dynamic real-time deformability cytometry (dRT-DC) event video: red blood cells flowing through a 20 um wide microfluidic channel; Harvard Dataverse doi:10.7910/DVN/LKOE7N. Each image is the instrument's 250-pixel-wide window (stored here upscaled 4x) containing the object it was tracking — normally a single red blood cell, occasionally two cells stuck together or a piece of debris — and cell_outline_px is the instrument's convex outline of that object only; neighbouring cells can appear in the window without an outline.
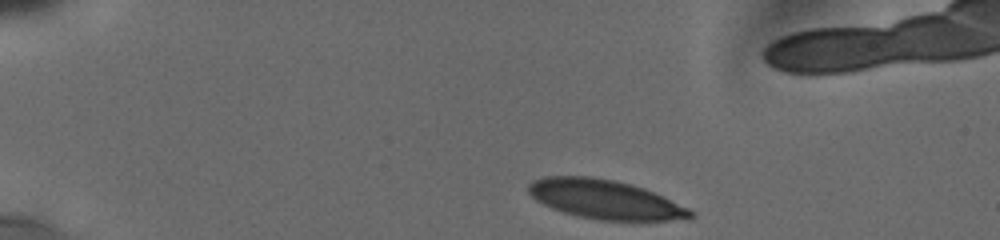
{"species": "human", "species_latin": "Homo sapiens", "temperature_condition": "cold", "stored_images_in_passage": 24, "camera_frame_rate_fps": 3000, "um_per_image_px": 0.085, "donor": {"sex": "male"}, "frame": {"image": 1, "passage_image": 1, "time_ms": 0.0, "image_size_px": [1000, 240], "cell_outline_px": [[696, 216], [692, 220], [600, 220], [580, 216], [564, 212], [552, 208], [536, 200], [528, 192], [528, 184], [536, 180], [548, 176], [588, 176], [612, 180], [628, 184], [652, 192], [688, 208]], "centroid_in_image_um": [51.44, 16.96], "position_along_channel_um": 33.6, "area_um2": 36.3}}
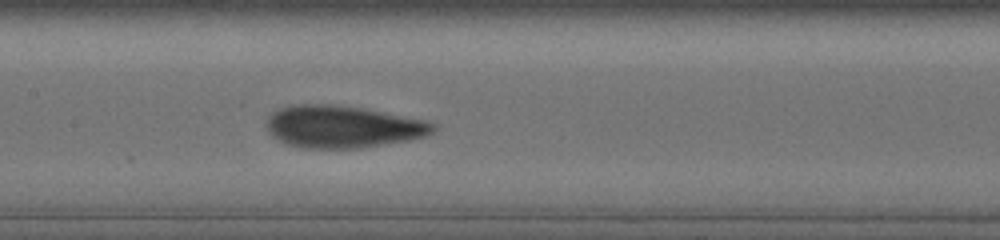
{"frame": {"image": 2, "passage_image": 16, "time_ms": 6.0, "image_size_px": [1000, 240], "cell_outline_px": [[436, 128], [432, 132], [424, 136], [408, 140], [360, 148], [300, 148], [288, 144], [272, 136], [268, 132], [268, 116], [272, 112], [280, 108], [300, 104], [332, 104], [360, 108], [420, 120], [432, 124]], "centroid_in_image_um": [29.05, 10.78], "position_along_channel_um": 178.4, "area_um2": 40.17}}
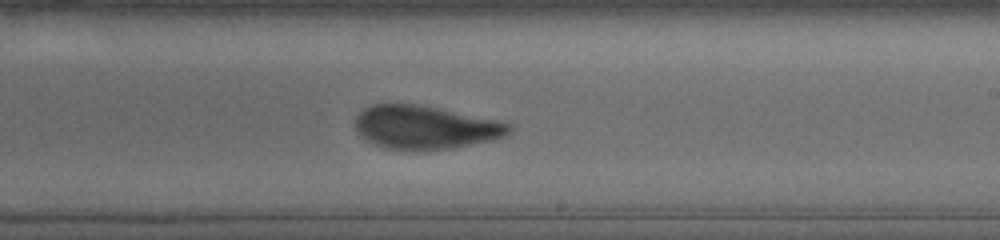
{"frame": {"image": 3, "passage_image": 21, "time_ms": 8.0, "image_size_px": [1000, 240], "cell_outline_px": [[512, 128], [504, 136], [492, 140], [452, 148], [416, 152], [388, 148], [376, 144], [360, 136], [356, 132], [356, 116], [364, 108], [372, 104], [416, 104], [440, 108], [500, 120], [512, 124]], "centroid_in_image_um": [36.15, 10.83], "position_along_channel_um": 252.8, "area_um2": 39.25}}